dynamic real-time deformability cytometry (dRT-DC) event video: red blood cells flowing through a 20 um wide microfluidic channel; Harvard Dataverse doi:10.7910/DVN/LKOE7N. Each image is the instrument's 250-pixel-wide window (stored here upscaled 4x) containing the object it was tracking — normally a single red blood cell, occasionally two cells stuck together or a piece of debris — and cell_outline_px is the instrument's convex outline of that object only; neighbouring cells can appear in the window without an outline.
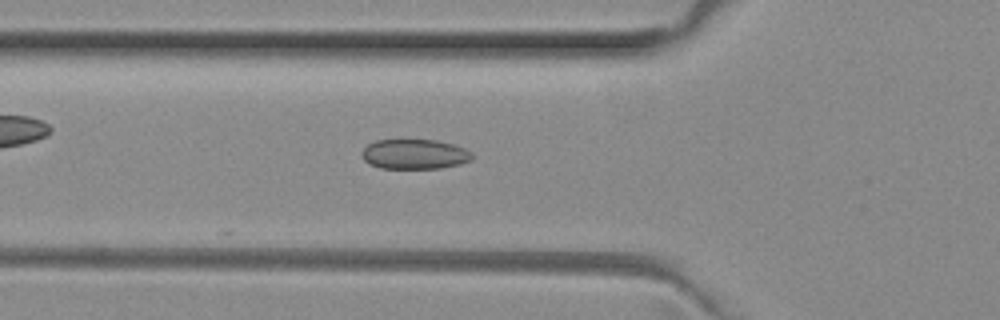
{"species": "common noctule bat (a hibernating species)", "species_latin": "Nyctalus noctula", "temperature_condition": "room temperature", "stored_images_in_passage": 25, "camera_frame_rate_fps": 3000, "um_per_image_px": 0.085, "animal": {"sex": "female", "body_mass_g": 29.2, "forearm_length_mm": 56.3}, "frame": {"image": 1, "passage_image": 4, "time_ms": 1.0, "image_size_px": [1000, 320], "cell_outline_px": [[472, 160], [460, 164], [440, 168], [380, 168], [368, 164], [360, 156], [360, 152], [368, 144], [376, 140], [436, 140], [452, 144], [464, 148], [472, 152]], "centroid_in_image_um": [35.21, 13.11], "position_along_channel_um": 90.6, "area_um2": 19.31}}
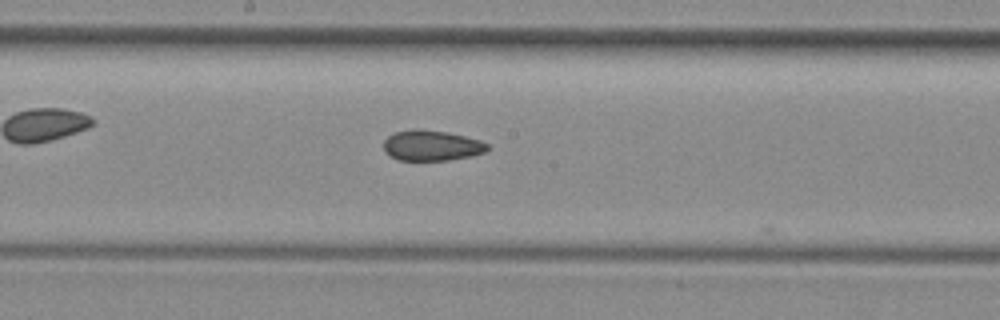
{"frame": {"image": 2, "passage_image": 13, "time_ms": 4.0, "image_size_px": [1000, 320], "cell_outline_px": [[488, 148], [484, 152], [472, 156], [448, 160], [396, 160], [388, 156], [384, 152], [384, 140], [388, 136], [396, 132], [412, 128], [416, 128], [448, 132], [480, 140], [488, 144]], "centroid_in_image_um": [36.65, 12.37], "position_along_channel_um": 211.6, "area_um2": 18.61}}
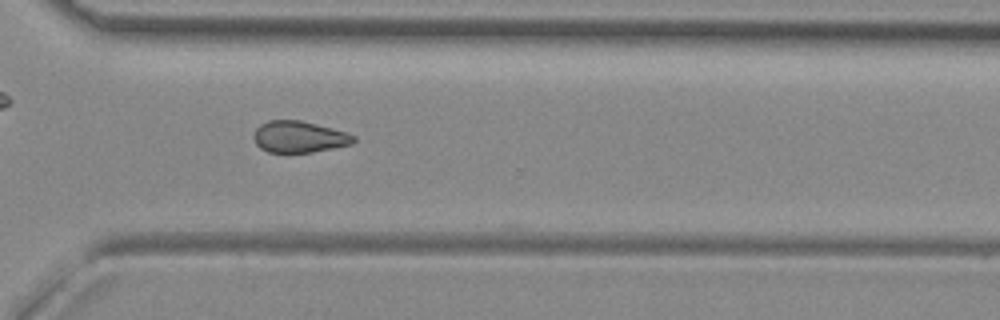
{"frame": {"image": 3, "passage_image": 23, "time_ms": 7.333, "image_size_px": [1000, 320], "cell_outline_px": [[356, 140], [352, 144], [312, 152], [268, 152], [260, 148], [256, 144], [252, 136], [256, 128], [260, 124], [268, 120], [300, 120], [332, 128], [356, 136]], "centroid_in_image_um": [25.39, 11.63], "position_along_channel_um": 345.2, "area_um2": 18.32}}